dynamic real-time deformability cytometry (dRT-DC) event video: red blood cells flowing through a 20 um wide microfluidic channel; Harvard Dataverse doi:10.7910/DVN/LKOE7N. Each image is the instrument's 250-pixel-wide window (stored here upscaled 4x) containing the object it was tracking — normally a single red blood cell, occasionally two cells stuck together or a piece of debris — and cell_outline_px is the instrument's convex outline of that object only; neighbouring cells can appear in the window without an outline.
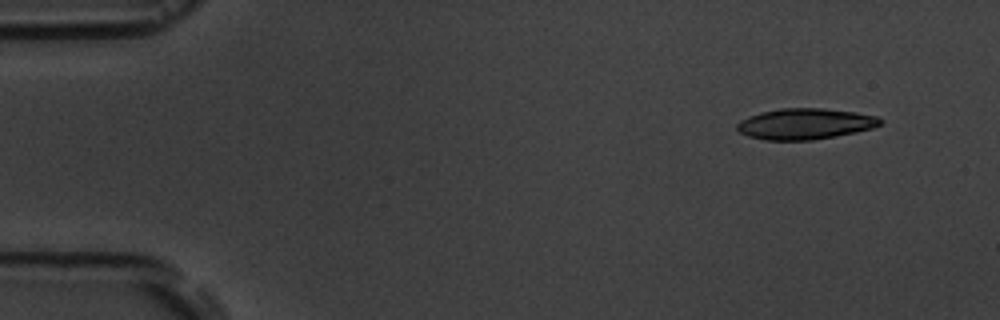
{"species": "common noctule bat (a hibernating species)", "species_latin": "Nyctalus noctula", "temperature_condition": "room temperature", "stored_images_in_passage": 5, "camera_frame_rate_fps": 3000, "um_per_image_px": 0.085, "animal": {"sex": "male", "body_mass_g": 19.5, "forearm_length_mm": 54.6}, "frame": {"image": 1, "passage_image": 2, "time_ms": 1.333, "image_size_px": [1000, 320], "cell_outline_px": [[884, 120], [880, 124], [872, 128], [856, 132], [812, 140], [764, 140], [748, 136], [740, 132], [736, 128], [736, 124], [740, 120], [748, 116], [760, 112], [780, 108], [820, 108], [856, 112], [876, 116]], "centroid_in_image_um": [68.4, 10.52], "position_along_channel_um": 16.6, "area_um2": 25.84}}